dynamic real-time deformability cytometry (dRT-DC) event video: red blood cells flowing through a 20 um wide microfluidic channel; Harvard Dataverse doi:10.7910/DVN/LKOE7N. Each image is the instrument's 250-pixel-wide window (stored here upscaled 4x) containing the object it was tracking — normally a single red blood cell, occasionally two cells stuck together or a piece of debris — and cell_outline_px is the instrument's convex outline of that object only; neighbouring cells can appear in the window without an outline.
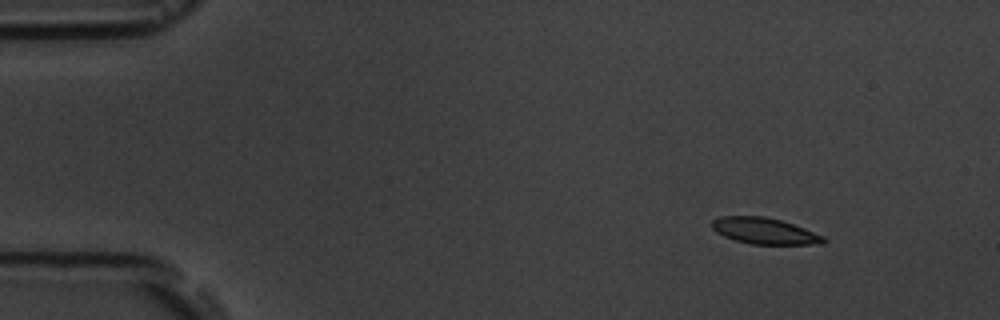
{"species": "common noctule bat (a hibernating species)", "species_latin": "Nyctalus noctula", "temperature_condition": "room temperature", "stored_images_in_passage": 16, "camera_frame_rate_fps": 3000, "um_per_image_px": 0.085, "animal": {"sex": "male", "body_mass_g": 19.5, "forearm_length_mm": 54.6}, "frame": {"image": 1, "passage_image": 2, "time_ms": 1.0, "image_size_px": [1000, 320], "cell_outline_px": [[828, 240], [824, 244], [752, 244], [736, 240], [724, 236], [716, 232], [712, 228], [712, 220], [720, 216], [764, 216], [780, 220], [804, 228], [824, 236]], "centroid_in_image_um": [64.99, 19.63], "position_along_channel_um": 20.0, "area_um2": 16.99}}
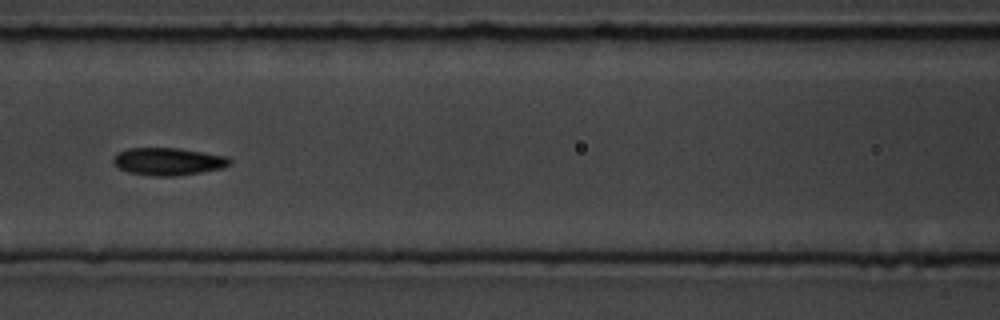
{"frame": {"image": 2, "passage_image": 7, "time_ms": 7.0, "image_size_px": [1000, 320], "cell_outline_px": [[232, 164], [224, 168], [176, 176], [152, 176], [128, 172], [120, 168], [112, 160], [112, 156], [116, 152], [128, 148], [180, 148], [228, 156], [232, 160]], "centroid_in_image_um": [14.32, 13.72], "position_along_channel_um": 152.3, "area_um2": 18.9}}
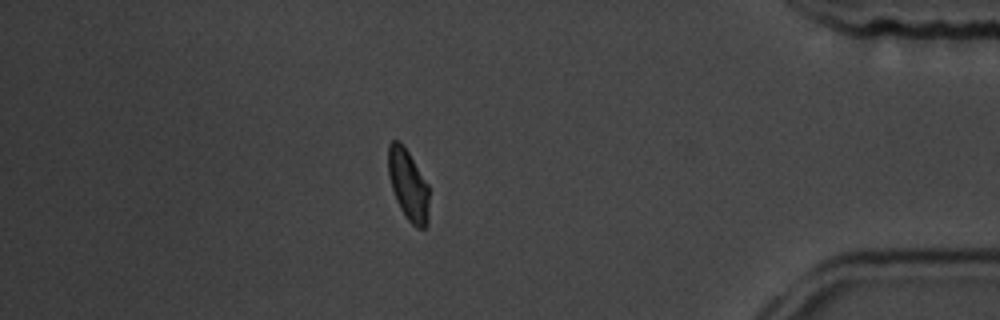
{"frame": {"image": 3, "passage_image": 14, "time_ms": 14.667, "image_size_px": [1000, 320], "cell_outline_px": [[428, 224], [424, 228], [416, 228], [408, 220], [400, 208], [396, 200], [388, 176], [388, 144], [392, 140], [400, 140], [404, 144], [428, 184]], "centroid_in_image_um": [34.69, 15.68], "position_along_channel_um": 400.5, "area_um2": 17.05}, "authors_computed_cell_mechanics": {"area_um2": 18.0625, "velocity_mm_per_s": 3.7367, "shape_relaxation_time_tau1_ms": 3.2203, "shape_relaxation_time_tau2_ms": null, "deformation_change_tau1": 0.1092, "deformation_change_tau2": null}}